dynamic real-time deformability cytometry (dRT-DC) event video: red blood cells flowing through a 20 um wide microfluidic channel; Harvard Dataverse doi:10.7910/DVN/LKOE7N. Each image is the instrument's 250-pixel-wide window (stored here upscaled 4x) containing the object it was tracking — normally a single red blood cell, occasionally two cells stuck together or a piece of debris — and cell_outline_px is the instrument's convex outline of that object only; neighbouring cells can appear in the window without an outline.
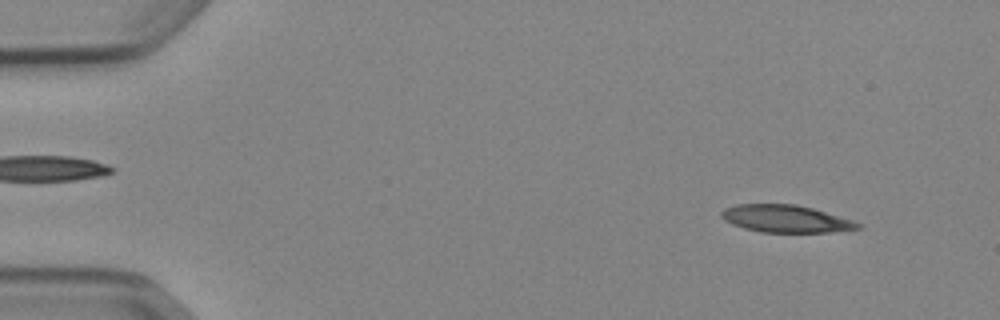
{"species": "Egyptian fruit bat (a non-hibernating species)", "species_latin": "Rousettus aegyptiacus", "temperature_condition": "cold", "stored_images_in_passage": 51, "camera_frame_rate_fps": 3000, "um_per_image_px": 0.085, "animal": {"sex": "female"}, "frame": {"image": 1, "passage_image": 4, "time_ms": 1.0, "image_size_px": [1000, 320], "cell_outline_px": [[864, 224], [860, 228], [828, 232], [760, 232], [744, 228], [732, 224], [724, 220], [720, 216], [720, 212], [724, 208], [736, 204], [796, 204], [812, 208], [852, 220]], "centroid_in_image_um": [66.75, 18.59], "position_along_channel_um": 18.2, "area_um2": 21.73}}
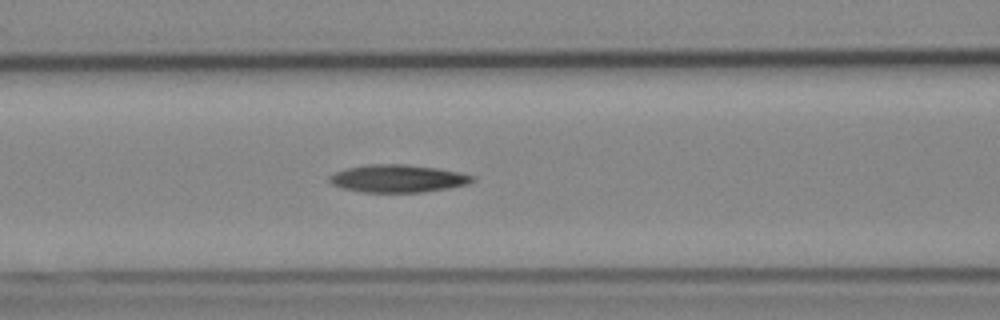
{"frame": {"image": 2, "passage_image": 21, "time_ms": 6.667, "image_size_px": [1000, 320], "cell_outline_px": [[476, 180], [468, 184], [448, 188], [424, 192], [360, 192], [340, 188], [332, 184], [328, 180], [328, 176], [336, 172], [348, 168], [368, 164], [404, 164], [436, 168], [460, 172], [476, 176]], "centroid_in_image_um": [33.82, 15.18], "position_along_channel_um": 132.8, "area_um2": 23.18}}
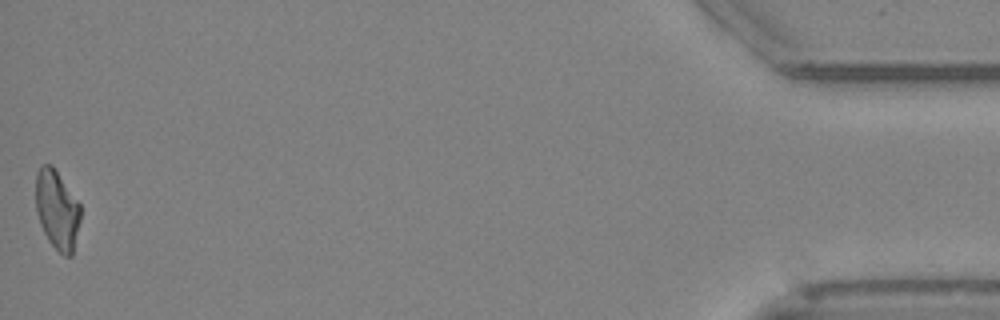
{"frame": {"image": 3, "passage_image": 51, "time_ms": 16.667, "image_size_px": [1000, 320], "cell_outline_px": [[80, 220], [72, 256], [64, 256], [48, 240], [40, 224], [36, 212], [36, 172], [44, 164], [52, 164], [80, 204]], "centroid_in_image_um": [4.85, 17.82], "position_along_channel_um": 430.4, "area_um2": 20.52}, "authors_computed_cell_mechanics": {"area_um2": 22.3108, "velocity_mm_per_s": 3.8835, "shape_relaxation_time_tau1_ms": 9.9765, "shape_relaxation_time_tau2_ms": null, "deformation_change_tau1": 0.2306, "deformation_change_tau2": null}}